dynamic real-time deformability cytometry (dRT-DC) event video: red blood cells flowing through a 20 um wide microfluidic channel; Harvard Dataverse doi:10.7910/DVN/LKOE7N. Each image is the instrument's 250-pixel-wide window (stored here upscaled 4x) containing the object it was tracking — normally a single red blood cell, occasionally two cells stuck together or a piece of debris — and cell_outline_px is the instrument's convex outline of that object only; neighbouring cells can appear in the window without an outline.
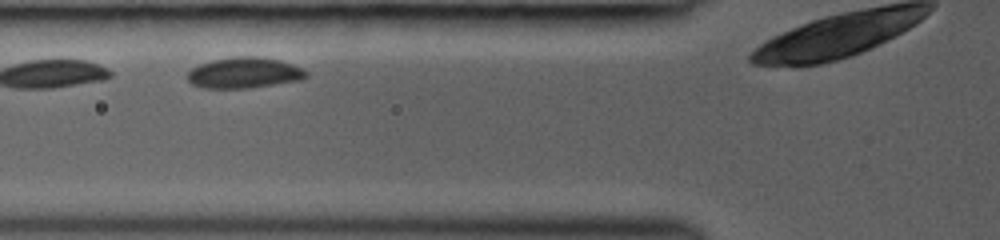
{"species": "common noctule bat (a hibernating species)", "species_latin": "Nyctalus noctula", "temperature_condition": "room temperature", "stored_images_in_passage": 6, "camera_frame_rate_fps": 3000, "um_per_image_px": 0.085, "animal": {"sex": "female", "body_mass_g": 19.0, "forearm_length_mm": 53.3}, "frame": {"image": 1, "passage_image": 3, "time_ms": 1.333, "image_size_px": [1000, 240], "cell_outline_px": [[308, 76], [304, 80], [252, 88], [204, 88], [192, 84], [188, 80], [188, 72], [192, 68], [200, 64], [212, 60], [232, 56], [260, 56], [280, 60], [292, 64], [308, 72]], "centroid_in_image_um": [20.8, 6.19], "position_along_channel_um": 105.0, "area_um2": 21.62}}